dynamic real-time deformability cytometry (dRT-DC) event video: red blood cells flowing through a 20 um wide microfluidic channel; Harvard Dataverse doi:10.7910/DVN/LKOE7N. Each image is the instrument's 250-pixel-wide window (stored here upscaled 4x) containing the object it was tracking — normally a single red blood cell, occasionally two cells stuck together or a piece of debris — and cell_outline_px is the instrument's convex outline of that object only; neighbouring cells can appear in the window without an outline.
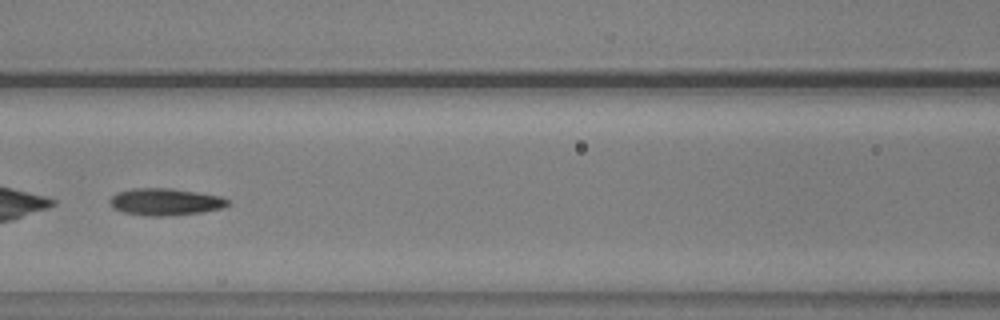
{"species": "common noctule bat (a hibernating species)", "species_latin": "Nyctalus noctula", "temperature_condition": "warm", "stored_images_in_passage": 54, "camera_frame_rate_fps": 3000, "um_per_image_px": 0.085, "animal": {"sex": "male", "body_mass_g": 20.5, "forearm_length_mm": 52.5}, "frame": {"image": 1, "passage_image": 24, "time_ms": 7.667, "image_size_px": [1000, 320], "cell_outline_px": [[232, 200], [224, 208], [204, 212], [164, 216], [144, 216], [124, 212], [112, 208], [108, 204], [108, 200], [116, 192], [132, 188], [172, 188], [220, 196]], "centroid_in_image_um": [14.03, 17.16], "position_along_channel_um": 152.6, "area_um2": 18.9}}
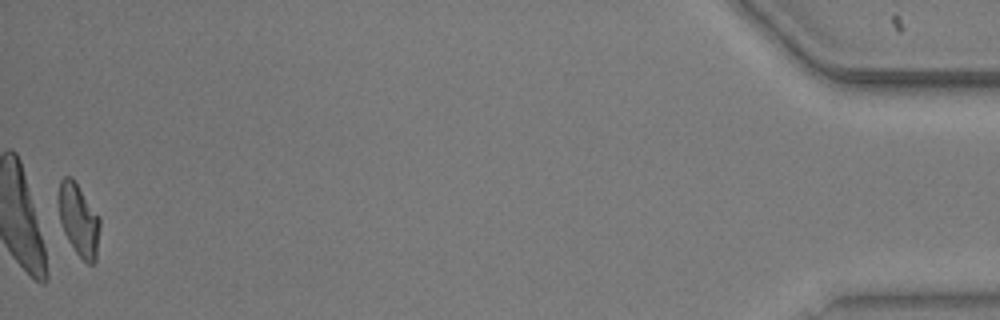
{"frame": {"image": 2, "passage_image": 54, "time_ms": 17.667, "image_size_px": [1000, 320], "cell_outline_px": [[100, 228], [96, 260], [92, 264], [88, 264], [76, 252], [68, 240], [64, 232], [60, 220], [56, 200], [60, 180], [64, 176], [72, 176], [100, 216]], "centroid_in_image_um": [6.68, 18.63], "position_along_channel_um": 428.5, "area_um2": 17.8}, "authors_computed_cell_mechanics": {"area_um2": 18.4093, "velocity_mm_per_s": 3.7025, "shape_relaxation_time_tau1_ms": 4.2161, "shape_relaxation_time_tau2_ms": 4.8994, "deformation_change_tau1": 0.1669, "deformation_change_tau2": 0.0866}}